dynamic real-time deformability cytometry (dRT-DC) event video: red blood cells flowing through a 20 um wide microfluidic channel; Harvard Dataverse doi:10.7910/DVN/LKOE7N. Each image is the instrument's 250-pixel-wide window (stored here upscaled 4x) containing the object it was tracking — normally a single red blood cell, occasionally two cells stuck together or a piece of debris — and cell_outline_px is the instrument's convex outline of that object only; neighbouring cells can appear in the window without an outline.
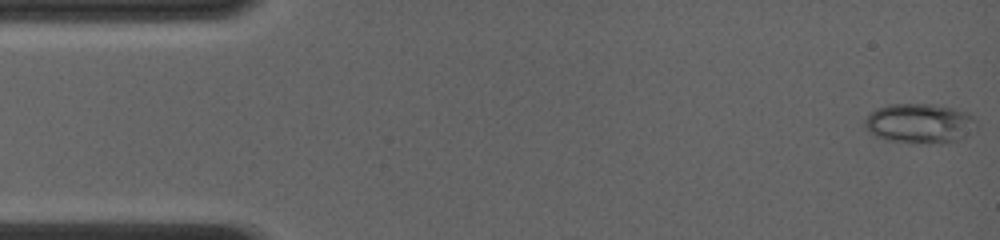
{"species": "common noctule bat (a hibernating species)", "species_latin": "Nyctalus noctula", "temperature_condition": "room temperature", "stored_images_in_passage": 61, "camera_frame_rate_fps": 4000, "um_per_image_px": 0.085, "animal": {"sex": "female", "body_mass_g": 19.0, "forearm_length_mm": 56.7}, "frame": {"image": 1, "passage_image": 1, "time_ms": 0.0, "image_size_px": [1000, 240], "cell_outline_px": [[976, 120], [956, 140], [888, 140], [876, 136], [868, 132], [864, 124], [864, 120], [872, 112], [888, 104], [928, 104], [952, 108], [968, 112]], "centroid_in_image_um": [78.04, 10.41], "position_along_channel_um": 7.0, "area_um2": 23.93}}
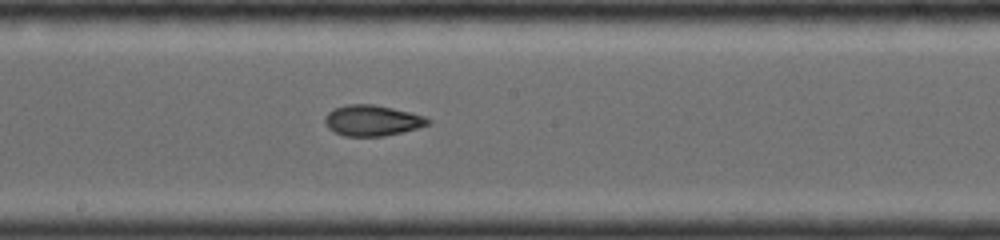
{"frame": {"image": 2, "passage_image": 33, "time_ms": 8.0, "image_size_px": [1000, 240], "cell_outline_px": [[432, 120], [428, 124], [416, 128], [384, 136], [344, 136], [328, 128], [324, 120], [324, 116], [332, 108], [348, 104], [372, 104], [392, 108], [424, 116]], "centroid_in_image_um": [31.59, 10.23], "position_along_channel_um": 216.6, "area_um2": 18.32}}
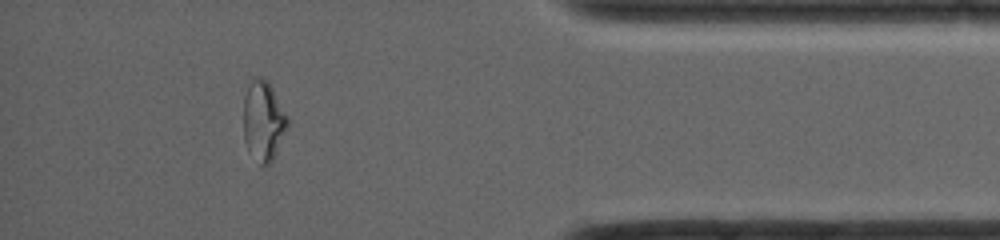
{"frame": {"image": 3, "passage_image": 54, "time_ms": 13.25, "image_size_px": [1000, 240], "cell_outline_px": [[288, 128], [272, 160], [268, 164], [260, 164], [248, 152], [244, 140], [244, 96], [248, 84], [252, 76], [264, 76], [268, 80], [288, 116]], "centroid_in_image_um": [22.38, 10.22], "position_along_channel_um": 412.8, "area_um2": 20.81}, "authors_computed_cell_mechanics": {"area_um2": 19.1896, "velocity_mm_per_s": 4.1738, "shape_relaxation_time_tau1_ms": null, "shape_relaxation_time_tau2_ms": 1.1119, "deformation_change_tau1": null, "deformation_change_tau2": 0.0538}}